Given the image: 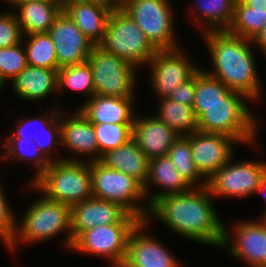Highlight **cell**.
Instances as JSON below:
<instances>
[{
    "label": "cell",
    "instance_id": "obj_8",
    "mask_svg": "<svg viewBox=\"0 0 266 267\" xmlns=\"http://www.w3.org/2000/svg\"><path fill=\"white\" fill-rule=\"evenodd\" d=\"M92 71L95 95L135 98L136 66L99 45H94L87 58Z\"/></svg>",
    "mask_w": 266,
    "mask_h": 267
},
{
    "label": "cell",
    "instance_id": "obj_46",
    "mask_svg": "<svg viewBox=\"0 0 266 267\" xmlns=\"http://www.w3.org/2000/svg\"><path fill=\"white\" fill-rule=\"evenodd\" d=\"M261 217L262 218H259V219H261V221L266 225V211L263 213Z\"/></svg>",
    "mask_w": 266,
    "mask_h": 267
},
{
    "label": "cell",
    "instance_id": "obj_23",
    "mask_svg": "<svg viewBox=\"0 0 266 267\" xmlns=\"http://www.w3.org/2000/svg\"><path fill=\"white\" fill-rule=\"evenodd\" d=\"M155 184L161 190L155 194L149 195L150 186ZM192 187L185 181L176 169L169 156H161L149 161L148 178L143 186L147 206H150L155 200L169 194L185 193ZM149 195V196H147Z\"/></svg>",
    "mask_w": 266,
    "mask_h": 267
},
{
    "label": "cell",
    "instance_id": "obj_31",
    "mask_svg": "<svg viewBox=\"0 0 266 267\" xmlns=\"http://www.w3.org/2000/svg\"><path fill=\"white\" fill-rule=\"evenodd\" d=\"M168 156L178 172L192 188H202L207 185L206 179L203 182H198L204 177L195 167L192 158L190 135L180 136L169 149Z\"/></svg>",
    "mask_w": 266,
    "mask_h": 267
},
{
    "label": "cell",
    "instance_id": "obj_21",
    "mask_svg": "<svg viewBox=\"0 0 266 267\" xmlns=\"http://www.w3.org/2000/svg\"><path fill=\"white\" fill-rule=\"evenodd\" d=\"M115 6L111 1L84 2L69 5L63 11L94 45H99Z\"/></svg>",
    "mask_w": 266,
    "mask_h": 267
},
{
    "label": "cell",
    "instance_id": "obj_11",
    "mask_svg": "<svg viewBox=\"0 0 266 267\" xmlns=\"http://www.w3.org/2000/svg\"><path fill=\"white\" fill-rule=\"evenodd\" d=\"M265 168V161L232 164L230 159L207 180L206 187L213 197H247L257 194Z\"/></svg>",
    "mask_w": 266,
    "mask_h": 267
},
{
    "label": "cell",
    "instance_id": "obj_16",
    "mask_svg": "<svg viewBox=\"0 0 266 267\" xmlns=\"http://www.w3.org/2000/svg\"><path fill=\"white\" fill-rule=\"evenodd\" d=\"M55 46L59 67L87 61L94 44L63 10L48 31Z\"/></svg>",
    "mask_w": 266,
    "mask_h": 267
},
{
    "label": "cell",
    "instance_id": "obj_29",
    "mask_svg": "<svg viewBox=\"0 0 266 267\" xmlns=\"http://www.w3.org/2000/svg\"><path fill=\"white\" fill-rule=\"evenodd\" d=\"M236 0H198L195 2L194 16L206 24L204 33L227 31L233 21ZM200 18V19H199Z\"/></svg>",
    "mask_w": 266,
    "mask_h": 267
},
{
    "label": "cell",
    "instance_id": "obj_32",
    "mask_svg": "<svg viewBox=\"0 0 266 267\" xmlns=\"http://www.w3.org/2000/svg\"><path fill=\"white\" fill-rule=\"evenodd\" d=\"M25 45L27 64L31 66L59 70L55 46L48 33L27 35Z\"/></svg>",
    "mask_w": 266,
    "mask_h": 267
},
{
    "label": "cell",
    "instance_id": "obj_15",
    "mask_svg": "<svg viewBox=\"0 0 266 267\" xmlns=\"http://www.w3.org/2000/svg\"><path fill=\"white\" fill-rule=\"evenodd\" d=\"M190 143L195 167L206 180L230 159L233 160V145L238 144L230 136L201 131L190 134Z\"/></svg>",
    "mask_w": 266,
    "mask_h": 267
},
{
    "label": "cell",
    "instance_id": "obj_20",
    "mask_svg": "<svg viewBox=\"0 0 266 267\" xmlns=\"http://www.w3.org/2000/svg\"><path fill=\"white\" fill-rule=\"evenodd\" d=\"M50 113H46L45 111L44 115H42L43 117H31L29 119L26 117L23 119L21 118V120L17 122L15 131H13L11 133L12 135L10 134V136L7 138H26L33 140L49 160L53 161L54 159V161H61L62 159L60 158L55 159L54 156L53 158L50 156L51 152L54 151L52 149L55 148L58 150L55 146L59 144L61 146L60 120L58 119L60 118V112L53 109V111L51 110ZM34 124L37 126L35 127L38 131L36 129V131L33 130V128L30 129Z\"/></svg>",
    "mask_w": 266,
    "mask_h": 267
},
{
    "label": "cell",
    "instance_id": "obj_3",
    "mask_svg": "<svg viewBox=\"0 0 266 267\" xmlns=\"http://www.w3.org/2000/svg\"><path fill=\"white\" fill-rule=\"evenodd\" d=\"M242 98L249 100L242 93L230 91L217 104L193 107L198 131L224 134L241 144H255L259 124Z\"/></svg>",
    "mask_w": 266,
    "mask_h": 267
},
{
    "label": "cell",
    "instance_id": "obj_35",
    "mask_svg": "<svg viewBox=\"0 0 266 267\" xmlns=\"http://www.w3.org/2000/svg\"><path fill=\"white\" fill-rule=\"evenodd\" d=\"M99 148V161L101 157L115 148L123 146L132 138L134 123H92Z\"/></svg>",
    "mask_w": 266,
    "mask_h": 267
},
{
    "label": "cell",
    "instance_id": "obj_19",
    "mask_svg": "<svg viewBox=\"0 0 266 267\" xmlns=\"http://www.w3.org/2000/svg\"><path fill=\"white\" fill-rule=\"evenodd\" d=\"M179 137L156 116L134 119L132 138L149 161L167 156L169 149Z\"/></svg>",
    "mask_w": 266,
    "mask_h": 267
},
{
    "label": "cell",
    "instance_id": "obj_41",
    "mask_svg": "<svg viewBox=\"0 0 266 267\" xmlns=\"http://www.w3.org/2000/svg\"><path fill=\"white\" fill-rule=\"evenodd\" d=\"M62 10H64L67 6L76 4V3H84V2H95V1H110V0H57Z\"/></svg>",
    "mask_w": 266,
    "mask_h": 267
},
{
    "label": "cell",
    "instance_id": "obj_33",
    "mask_svg": "<svg viewBox=\"0 0 266 267\" xmlns=\"http://www.w3.org/2000/svg\"><path fill=\"white\" fill-rule=\"evenodd\" d=\"M57 82L58 91L60 92L68 87L74 91H80L89 96L87 97V100L95 95L92 71L87 61L59 68Z\"/></svg>",
    "mask_w": 266,
    "mask_h": 267
},
{
    "label": "cell",
    "instance_id": "obj_22",
    "mask_svg": "<svg viewBox=\"0 0 266 267\" xmlns=\"http://www.w3.org/2000/svg\"><path fill=\"white\" fill-rule=\"evenodd\" d=\"M134 99L93 95L78 109L91 123H134Z\"/></svg>",
    "mask_w": 266,
    "mask_h": 267
},
{
    "label": "cell",
    "instance_id": "obj_28",
    "mask_svg": "<svg viewBox=\"0 0 266 267\" xmlns=\"http://www.w3.org/2000/svg\"><path fill=\"white\" fill-rule=\"evenodd\" d=\"M159 100L157 118L179 136H187L198 131V117L193 106L184 105L168 98H160Z\"/></svg>",
    "mask_w": 266,
    "mask_h": 267
},
{
    "label": "cell",
    "instance_id": "obj_40",
    "mask_svg": "<svg viewBox=\"0 0 266 267\" xmlns=\"http://www.w3.org/2000/svg\"><path fill=\"white\" fill-rule=\"evenodd\" d=\"M254 45L259 46L260 51H263V53L266 55V24L262 28V30L254 37L252 40Z\"/></svg>",
    "mask_w": 266,
    "mask_h": 267
},
{
    "label": "cell",
    "instance_id": "obj_42",
    "mask_svg": "<svg viewBox=\"0 0 266 267\" xmlns=\"http://www.w3.org/2000/svg\"><path fill=\"white\" fill-rule=\"evenodd\" d=\"M258 192H262L263 194H265L266 196V168L263 170L262 176H261V182H260V186L256 191Z\"/></svg>",
    "mask_w": 266,
    "mask_h": 267
},
{
    "label": "cell",
    "instance_id": "obj_2",
    "mask_svg": "<svg viewBox=\"0 0 266 267\" xmlns=\"http://www.w3.org/2000/svg\"><path fill=\"white\" fill-rule=\"evenodd\" d=\"M204 34V41L211 55L214 71L209 75L217 78L231 91L244 94L249 100L257 101L261 91L252 52V40L230 34L228 31H211Z\"/></svg>",
    "mask_w": 266,
    "mask_h": 267
},
{
    "label": "cell",
    "instance_id": "obj_36",
    "mask_svg": "<svg viewBox=\"0 0 266 267\" xmlns=\"http://www.w3.org/2000/svg\"><path fill=\"white\" fill-rule=\"evenodd\" d=\"M22 44L23 41L16 46L0 48V77L6 83L18 76L28 65Z\"/></svg>",
    "mask_w": 266,
    "mask_h": 267
},
{
    "label": "cell",
    "instance_id": "obj_34",
    "mask_svg": "<svg viewBox=\"0 0 266 267\" xmlns=\"http://www.w3.org/2000/svg\"><path fill=\"white\" fill-rule=\"evenodd\" d=\"M230 91L217 78L199 68L195 72V100L193 107H207L217 104Z\"/></svg>",
    "mask_w": 266,
    "mask_h": 267
},
{
    "label": "cell",
    "instance_id": "obj_44",
    "mask_svg": "<svg viewBox=\"0 0 266 267\" xmlns=\"http://www.w3.org/2000/svg\"><path fill=\"white\" fill-rule=\"evenodd\" d=\"M114 5H120L125 0H110Z\"/></svg>",
    "mask_w": 266,
    "mask_h": 267
},
{
    "label": "cell",
    "instance_id": "obj_12",
    "mask_svg": "<svg viewBox=\"0 0 266 267\" xmlns=\"http://www.w3.org/2000/svg\"><path fill=\"white\" fill-rule=\"evenodd\" d=\"M140 221L119 204L95 197L88 198L71 206L72 244L82 232L95 226L138 224Z\"/></svg>",
    "mask_w": 266,
    "mask_h": 267
},
{
    "label": "cell",
    "instance_id": "obj_39",
    "mask_svg": "<svg viewBox=\"0 0 266 267\" xmlns=\"http://www.w3.org/2000/svg\"><path fill=\"white\" fill-rule=\"evenodd\" d=\"M167 98L184 105L193 106L195 100V74L188 81L178 86Z\"/></svg>",
    "mask_w": 266,
    "mask_h": 267
},
{
    "label": "cell",
    "instance_id": "obj_43",
    "mask_svg": "<svg viewBox=\"0 0 266 267\" xmlns=\"http://www.w3.org/2000/svg\"><path fill=\"white\" fill-rule=\"evenodd\" d=\"M27 1H33V0H5V2H8L7 4H9V6H12L13 8Z\"/></svg>",
    "mask_w": 266,
    "mask_h": 267
},
{
    "label": "cell",
    "instance_id": "obj_37",
    "mask_svg": "<svg viewBox=\"0 0 266 267\" xmlns=\"http://www.w3.org/2000/svg\"><path fill=\"white\" fill-rule=\"evenodd\" d=\"M23 33L13 11L0 14V48L16 46L22 43Z\"/></svg>",
    "mask_w": 266,
    "mask_h": 267
},
{
    "label": "cell",
    "instance_id": "obj_27",
    "mask_svg": "<svg viewBox=\"0 0 266 267\" xmlns=\"http://www.w3.org/2000/svg\"><path fill=\"white\" fill-rule=\"evenodd\" d=\"M266 24V0H236L230 34L253 40Z\"/></svg>",
    "mask_w": 266,
    "mask_h": 267
},
{
    "label": "cell",
    "instance_id": "obj_24",
    "mask_svg": "<svg viewBox=\"0 0 266 267\" xmlns=\"http://www.w3.org/2000/svg\"><path fill=\"white\" fill-rule=\"evenodd\" d=\"M58 70L27 65L12 81L14 93L27 101H39L58 91Z\"/></svg>",
    "mask_w": 266,
    "mask_h": 267
},
{
    "label": "cell",
    "instance_id": "obj_47",
    "mask_svg": "<svg viewBox=\"0 0 266 267\" xmlns=\"http://www.w3.org/2000/svg\"><path fill=\"white\" fill-rule=\"evenodd\" d=\"M115 267H127V266L123 263V264H120V265L115 266Z\"/></svg>",
    "mask_w": 266,
    "mask_h": 267
},
{
    "label": "cell",
    "instance_id": "obj_26",
    "mask_svg": "<svg viewBox=\"0 0 266 267\" xmlns=\"http://www.w3.org/2000/svg\"><path fill=\"white\" fill-rule=\"evenodd\" d=\"M100 162L107 168L132 176L143 186L147 182L149 160L133 138L123 146L105 153Z\"/></svg>",
    "mask_w": 266,
    "mask_h": 267
},
{
    "label": "cell",
    "instance_id": "obj_5",
    "mask_svg": "<svg viewBox=\"0 0 266 267\" xmlns=\"http://www.w3.org/2000/svg\"><path fill=\"white\" fill-rule=\"evenodd\" d=\"M22 223H17L15 235L6 246L14 252L17 243L48 241L62 232H67L65 244L72 247L71 206L50 200L44 195L30 205ZM19 224V225H18ZM20 241V242H19Z\"/></svg>",
    "mask_w": 266,
    "mask_h": 267
},
{
    "label": "cell",
    "instance_id": "obj_9",
    "mask_svg": "<svg viewBox=\"0 0 266 267\" xmlns=\"http://www.w3.org/2000/svg\"><path fill=\"white\" fill-rule=\"evenodd\" d=\"M157 50L179 49L169 0H125L119 5Z\"/></svg>",
    "mask_w": 266,
    "mask_h": 267
},
{
    "label": "cell",
    "instance_id": "obj_25",
    "mask_svg": "<svg viewBox=\"0 0 266 267\" xmlns=\"http://www.w3.org/2000/svg\"><path fill=\"white\" fill-rule=\"evenodd\" d=\"M16 9L19 11L16 12ZM13 11L23 36H26L34 33H48L62 8L57 0H33L17 5Z\"/></svg>",
    "mask_w": 266,
    "mask_h": 267
},
{
    "label": "cell",
    "instance_id": "obj_14",
    "mask_svg": "<svg viewBox=\"0 0 266 267\" xmlns=\"http://www.w3.org/2000/svg\"><path fill=\"white\" fill-rule=\"evenodd\" d=\"M232 230L233 238L225 226L221 249L227 247L233 258L246 261L250 267H266V225L260 219L239 221Z\"/></svg>",
    "mask_w": 266,
    "mask_h": 267
},
{
    "label": "cell",
    "instance_id": "obj_38",
    "mask_svg": "<svg viewBox=\"0 0 266 267\" xmlns=\"http://www.w3.org/2000/svg\"><path fill=\"white\" fill-rule=\"evenodd\" d=\"M3 191L0 184V239L7 246L15 235L17 220Z\"/></svg>",
    "mask_w": 266,
    "mask_h": 267
},
{
    "label": "cell",
    "instance_id": "obj_13",
    "mask_svg": "<svg viewBox=\"0 0 266 267\" xmlns=\"http://www.w3.org/2000/svg\"><path fill=\"white\" fill-rule=\"evenodd\" d=\"M179 49L158 50L149 61L152 88L159 98H167L178 86L188 81L200 68Z\"/></svg>",
    "mask_w": 266,
    "mask_h": 267
},
{
    "label": "cell",
    "instance_id": "obj_45",
    "mask_svg": "<svg viewBox=\"0 0 266 267\" xmlns=\"http://www.w3.org/2000/svg\"><path fill=\"white\" fill-rule=\"evenodd\" d=\"M6 84L7 83L0 77V91L4 86H6Z\"/></svg>",
    "mask_w": 266,
    "mask_h": 267
},
{
    "label": "cell",
    "instance_id": "obj_7",
    "mask_svg": "<svg viewBox=\"0 0 266 267\" xmlns=\"http://www.w3.org/2000/svg\"><path fill=\"white\" fill-rule=\"evenodd\" d=\"M93 197L121 205L141 221L147 220L150 206L136 202L146 200L143 185L132 176L107 168L100 161L90 162Z\"/></svg>",
    "mask_w": 266,
    "mask_h": 267
},
{
    "label": "cell",
    "instance_id": "obj_18",
    "mask_svg": "<svg viewBox=\"0 0 266 267\" xmlns=\"http://www.w3.org/2000/svg\"><path fill=\"white\" fill-rule=\"evenodd\" d=\"M74 114L60 113L61 145L75 154L87 155L89 162L99 161V148L93 124L76 109ZM63 119H62V118ZM66 117V118H65Z\"/></svg>",
    "mask_w": 266,
    "mask_h": 267
},
{
    "label": "cell",
    "instance_id": "obj_4",
    "mask_svg": "<svg viewBox=\"0 0 266 267\" xmlns=\"http://www.w3.org/2000/svg\"><path fill=\"white\" fill-rule=\"evenodd\" d=\"M61 159L51 161L31 186L48 199L69 206L93 197L90 162L75 156Z\"/></svg>",
    "mask_w": 266,
    "mask_h": 267
},
{
    "label": "cell",
    "instance_id": "obj_17",
    "mask_svg": "<svg viewBox=\"0 0 266 267\" xmlns=\"http://www.w3.org/2000/svg\"><path fill=\"white\" fill-rule=\"evenodd\" d=\"M147 220L140 221L128 239L127 267H180L178 259L168 251L162 242L143 231Z\"/></svg>",
    "mask_w": 266,
    "mask_h": 267
},
{
    "label": "cell",
    "instance_id": "obj_6",
    "mask_svg": "<svg viewBox=\"0 0 266 267\" xmlns=\"http://www.w3.org/2000/svg\"><path fill=\"white\" fill-rule=\"evenodd\" d=\"M99 46L137 68L148 64L158 51L119 5L110 14L104 39Z\"/></svg>",
    "mask_w": 266,
    "mask_h": 267
},
{
    "label": "cell",
    "instance_id": "obj_10",
    "mask_svg": "<svg viewBox=\"0 0 266 267\" xmlns=\"http://www.w3.org/2000/svg\"><path fill=\"white\" fill-rule=\"evenodd\" d=\"M137 224L98 225L82 232L71 250L110 259L111 267L123 264L127 256L128 239Z\"/></svg>",
    "mask_w": 266,
    "mask_h": 267
},
{
    "label": "cell",
    "instance_id": "obj_1",
    "mask_svg": "<svg viewBox=\"0 0 266 267\" xmlns=\"http://www.w3.org/2000/svg\"><path fill=\"white\" fill-rule=\"evenodd\" d=\"M212 197L206 186L162 196L150 205L147 220L149 216L158 218L182 237L221 248L225 225L214 207Z\"/></svg>",
    "mask_w": 266,
    "mask_h": 267
},
{
    "label": "cell",
    "instance_id": "obj_30",
    "mask_svg": "<svg viewBox=\"0 0 266 267\" xmlns=\"http://www.w3.org/2000/svg\"><path fill=\"white\" fill-rule=\"evenodd\" d=\"M4 154L1 155V160H21L23 162H32L37 169L35 177L31 183L50 165L49 160L39 149L33 140L26 138H7L3 142ZM7 153V154H5Z\"/></svg>",
    "mask_w": 266,
    "mask_h": 267
}]
</instances>
